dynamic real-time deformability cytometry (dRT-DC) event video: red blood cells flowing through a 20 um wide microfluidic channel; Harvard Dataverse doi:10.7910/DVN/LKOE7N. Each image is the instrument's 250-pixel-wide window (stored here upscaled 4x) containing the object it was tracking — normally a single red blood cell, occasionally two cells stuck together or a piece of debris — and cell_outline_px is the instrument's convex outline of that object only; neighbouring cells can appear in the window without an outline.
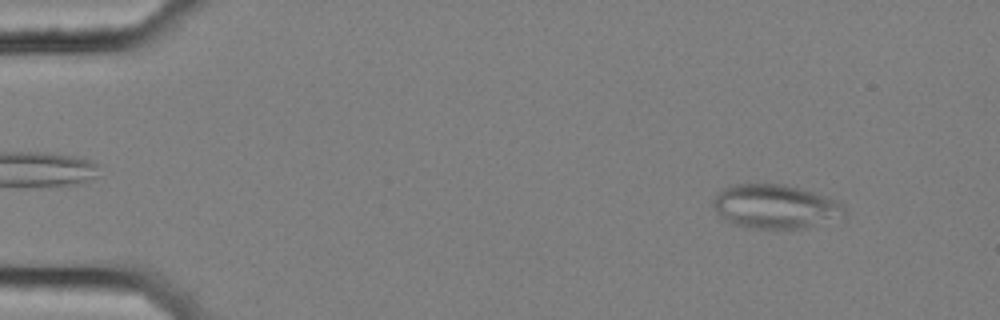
{"species": "common noctule bat (a hibernating species)", "species_latin": "Nyctalus noctula", "temperature_condition": "cold", "stored_images_in_passage": 55, "camera_frame_rate_fps": 3000, "um_per_image_px": 0.085, "animal": {"sex": "female", "body_mass_g": 25.1}, "frame": {"image": 1, "passage_image": 5, "time_ms": 1.333, "image_size_px": [1000, 320], "cell_outline_px": [[848, 212], [844, 216], [800, 228], [748, 228], [736, 224], [720, 216], [716, 212], [712, 204], [712, 200], [724, 188], [732, 184], [784, 184], [800, 188], [836, 200]], "centroid_in_image_um": [65.86, 17.54], "position_along_channel_um": 19.1, "area_um2": 33.12}}
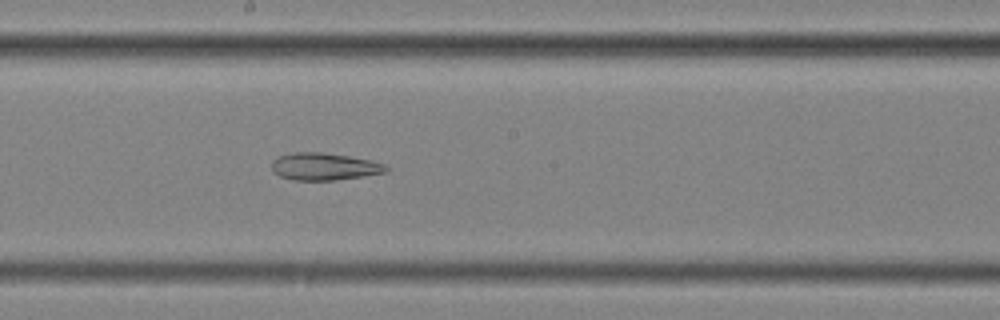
{"frame": {"image": 2, "passage_image": 30, "time_ms": 9.667, "image_size_px": [1000, 320], "cell_outline_px": [[388, 172], [364, 176], [336, 180], [292, 180], [280, 176], [272, 172], [272, 160], [276, 156], [292, 152], [320, 152], [348, 156], [368, 160], [384, 164], [388, 168]], "centroid_in_image_um": [27.51, 14.16], "position_along_channel_um": 220.7, "area_um2": 18.26}}
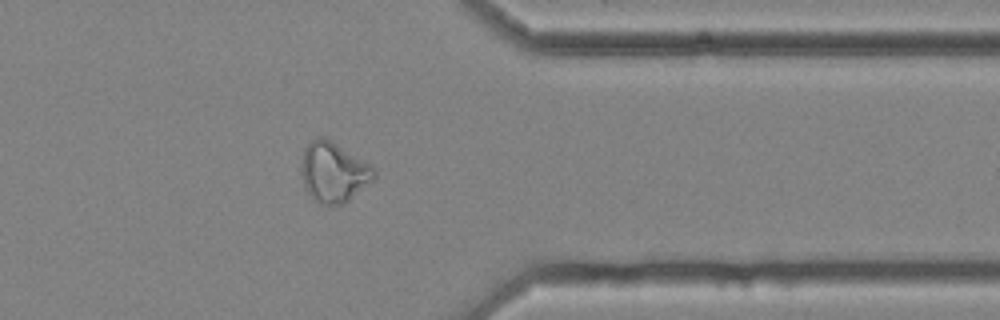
{"frame": {"image": 3, "passage_image": 44, "time_ms": 14.333, "image_size_px": [1000, 320], "cell_outline_px": [[376, 176], [372, 180], [348, 200], [340, 204], [320, 204], [312, 200], [304, 188], [304, 148], [312, 140], [320, 136], [324, 136], [372, 164], [376, 168]], "centroid_in_image_um": [28.4, 14.62], "position_along_channel_um": 383.0, "area_um2": 25.09}, "authors_computed_cell_mechanics": {"area_um2": 25.8944, "velocity_mm_per_s": 3.6339, "shape_relaxation_time_tau1_ms": null, "shape_relaxation_time_tau2_ms": 2.9266, "deformation_change_tau1": null, "deformation_change_tau2": 0.1159}}